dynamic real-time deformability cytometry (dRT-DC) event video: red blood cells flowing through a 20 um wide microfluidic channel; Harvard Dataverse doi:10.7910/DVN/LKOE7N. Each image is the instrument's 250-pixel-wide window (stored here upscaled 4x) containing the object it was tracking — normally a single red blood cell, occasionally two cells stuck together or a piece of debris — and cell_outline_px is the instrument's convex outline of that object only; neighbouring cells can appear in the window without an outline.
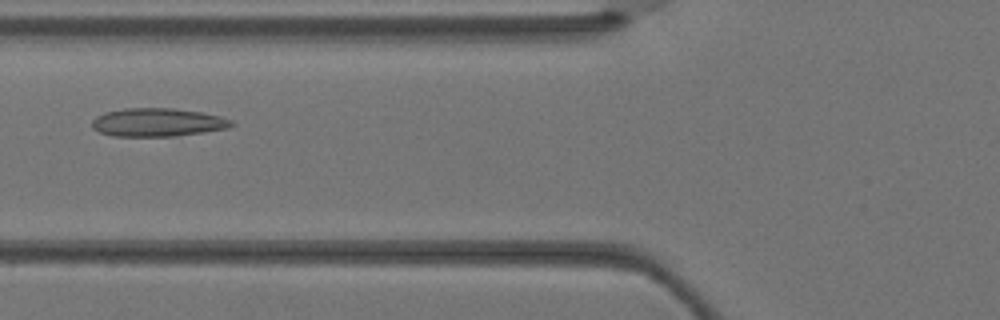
{"species": "Egyptian fruit bat (a non-hibernating species)", "species_latin": "Rousettus aegyptiacus", "temperature_condition": "warm", "stored_images_in_passage": 4, "camera_frame_rate_fps": 3000, "um_per_image_px": 0.085, "animal": {"sex": "female"}, "frame": {"image": 1, "passage_image": 4, "time_ms": 1.0, "image_size_px": [1000, 320], "cell_outline_px": [[236, 124], [228, 128], [204, 132], [172, 136], [112, 136], [100, 132], [92, 128], [92, 120], [96, 116], [104, 112], [124, 108], [172, 108], [200, 112], [220, 116], [232, 120]], "centroid_in_image_um": [13.39, 10.4], "position_along_channel_um": 112.4, "area_um2": 23.06}}